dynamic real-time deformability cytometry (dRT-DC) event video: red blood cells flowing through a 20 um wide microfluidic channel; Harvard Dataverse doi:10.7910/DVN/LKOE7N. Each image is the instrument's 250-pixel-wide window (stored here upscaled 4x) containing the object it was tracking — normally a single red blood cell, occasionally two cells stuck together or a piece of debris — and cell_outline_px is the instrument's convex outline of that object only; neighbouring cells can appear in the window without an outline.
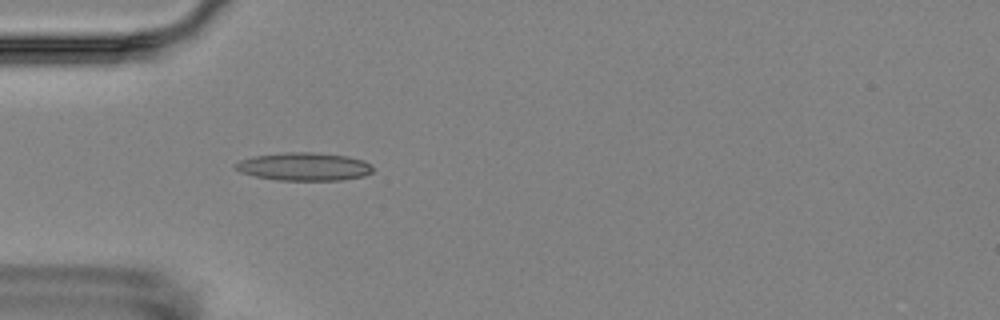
{"species": "Egyptian fruit bat (a non-hibernating species)", "species_latin": "Rousettus aegyptiacus", "temperature_condition": "room temperature", "stored_images_in_passage": 5, "camera_frame_rate_fps": 3000, "um_per_image_px": 0.085, "animal": {"sex": "female"}, "frame": {"image": 1, "passage_image": 5, "time_ms": 4.667, "image_size_px": [1000, 320], "cell_outline_px": [[372, 172], [364, 176], [344, 180], [276, 180], [256, 176], [240, 172], [232, 164], [240, 160], [252, 156], [284, 152], [316, 152], [348, 156], [364, 160], [372, 168]], "centroid_in_image_um": [25.83, 14.15], "position_along_channel_um": 59.2, "area_um2": 22.6}}